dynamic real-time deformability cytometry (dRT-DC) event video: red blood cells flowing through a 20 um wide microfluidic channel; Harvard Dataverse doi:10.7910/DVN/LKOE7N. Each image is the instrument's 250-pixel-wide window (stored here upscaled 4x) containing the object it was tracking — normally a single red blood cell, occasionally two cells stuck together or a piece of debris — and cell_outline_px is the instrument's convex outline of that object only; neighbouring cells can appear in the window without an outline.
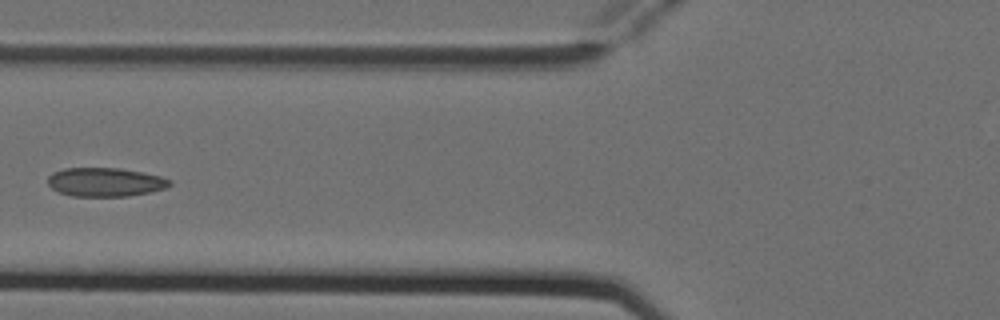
{"species": "Egyptian fruit bat (a non-hibernating species)", "species_latin": "Rousettus aegyptiacus", "temperature_condition": "cold", "stored_images_in_passage": 6, "camera_frame_rate_fps": 3000, "um_per_image_px": 0.085, "animal": {"sex": "female"}, "frame": {"image": 1, "passage_image": 6, "time_ms": 1.667, "image_size_px": [1000, 320], "cell_outline_px": [[172, 184], [168, 188], [152, 192], [128, 196], [72, 196], [60, 192], [52, 188], [48, 184], [48, 176], [52, 172], [64, 168], [120, 168], [144, 172], [160, 176], [172, 180]], "centroid_in_image_um": [8.99, 15.47], "position_along_channel_um": 116.8, "area_um2": 20.69}}